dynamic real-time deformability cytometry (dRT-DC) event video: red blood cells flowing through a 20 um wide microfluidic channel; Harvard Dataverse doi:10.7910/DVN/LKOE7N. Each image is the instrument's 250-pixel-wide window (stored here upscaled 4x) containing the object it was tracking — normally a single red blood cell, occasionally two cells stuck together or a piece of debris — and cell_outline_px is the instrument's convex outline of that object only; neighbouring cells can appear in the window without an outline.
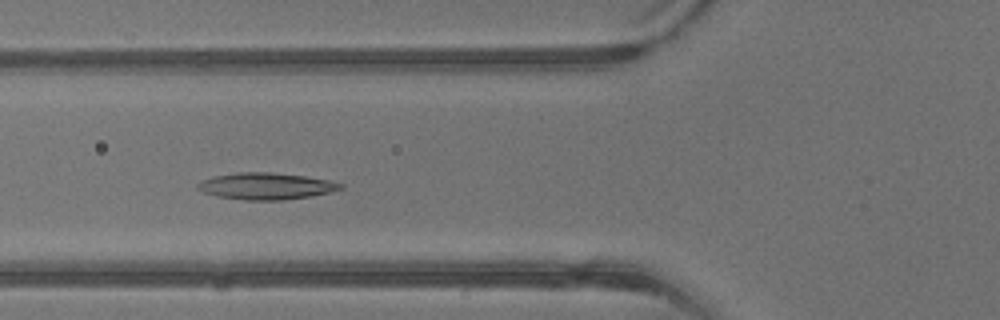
{"species": "common noctule bat (a hibernating species)", "species_latin": "Nyctalus noctula", "temperature_condition": "warm", "stored_images_in_passage": 41, "camera_frame_rate_fps": 3000, "um_per_image_px": 0.085, "animal": {"sex": "male", "body_mass_g": 13.3}, "frame": {"image": 1, "passage_image": 15, "time_ms": 4.667, "image_size_px": [1000, 320], "cell_outline_px": [[344, 188], [312, 196], [284, 200], [244, 200], [216, 196], [204, 192], [196, 188], [196, 184], [200, 180], [212, 176], [236, 172], [272, 172], [304, 176], [332, 180], [344, 184]], "centroid_in_image_um": [22.6, 15.81], "position_along_channel_um": 103.2, "area_um2": 22.48}}
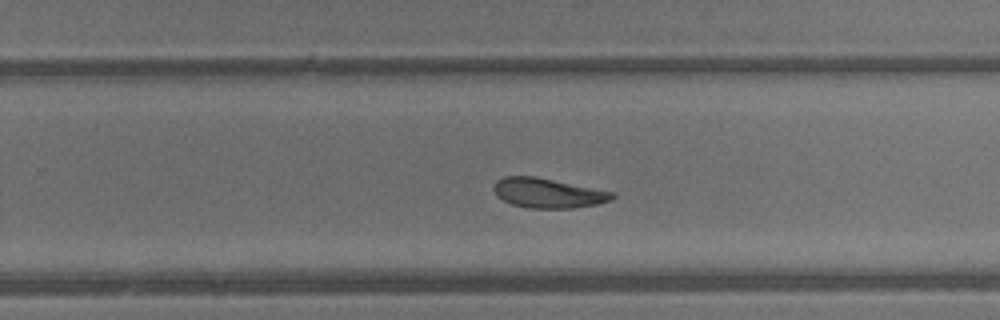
{"frame": {"image": 2, "passage_image": 26, "time_ms": 8.333, "image_size_px": [1000, 320], "cell_outline_px": [[616, 196], [612, 200], [596, 204], [572, 208], [528, 208], [512, 204], [496, 196], [492, 188], [496, 180], [504, 176], [536, 176], [612, 192]], "centroid_in_image_um": [46.53, 16.4], "position_along_channel_um": 283.3, "area_um2": 20.46}}
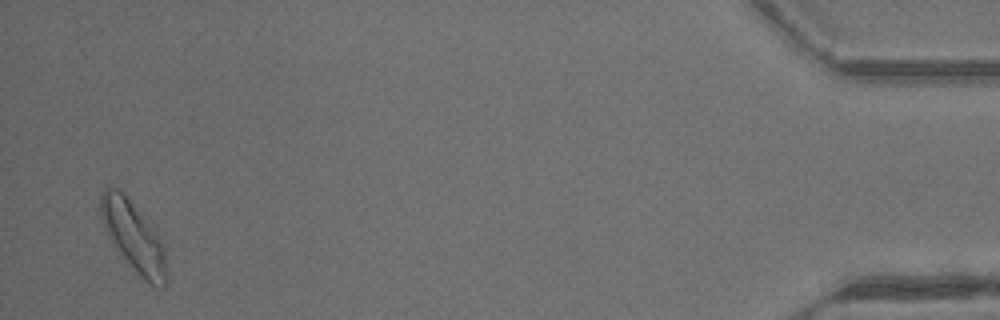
{"frame": {"image": 3, "passage_image": 40, "time_ms": 13.0, "image_size_px": [1000, 320], "cell_outline_px": [[164, 288], [160, 288], [144, 280], [132, 272], [108, 236], [100, 220], [100, 192], [108, 184], [116, 188], [152, 220], [164, 248]], "centroid_in_image_um": [11.3, 20.05], "position_along_channel_um": 423.9, "area_um2": 27.34}}